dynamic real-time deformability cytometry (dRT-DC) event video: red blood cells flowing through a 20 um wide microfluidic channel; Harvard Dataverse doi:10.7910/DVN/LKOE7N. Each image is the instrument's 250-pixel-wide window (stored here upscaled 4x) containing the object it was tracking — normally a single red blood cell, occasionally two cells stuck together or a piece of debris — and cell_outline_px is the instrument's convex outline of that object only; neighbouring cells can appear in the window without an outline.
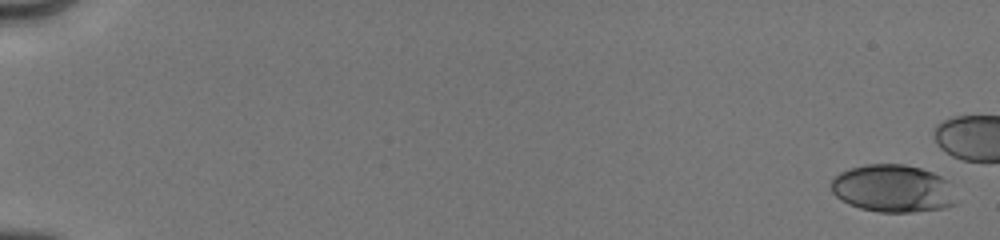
{"species": "human", "species_latin": "Homo sapiens", "temperature_condition": "cold", "stored_images_in_passage": 78, "camera_frame_rate_fps": 3000, "um_per_image_px": 0.085, "donor": {"sex": "male"}, "frame": {"image": 1, "passage_image": 1, "time_ms": 0.0, "image_size_px": [1000, 240], "cell_outline_px": [[956, 204], [944, 208], [912, 212], [880, 212], [860, 208], [848, 204], [836, 196], [832, 192], [832, 176], [848, 168], [868, 164], [904, 164], [920, 168], [932, 172], [948, 180]], "centroid_in_image_um": [75.86, 16.02], "position_along_channel_um": 9.1, "area_um2": 34.68}}
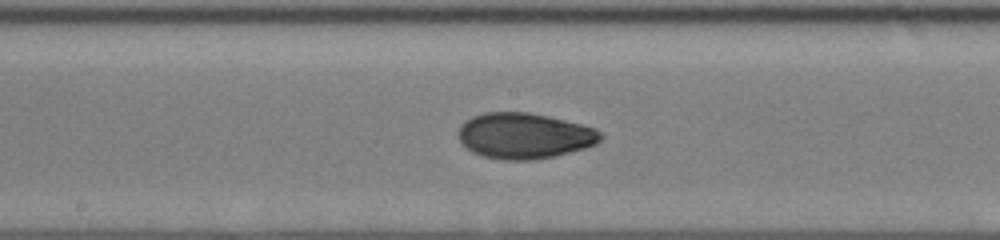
{"frame": {"image": 2, "passage_image": 60, "time_ms": 9.667, "image_size_px": [1000, 240], "cell_outline_px": [[604, 136], [596, 144], [584, 148], [556, 156], [532, 160], [504, 160], [484, 156], [472, 152], [460, 140], [456, 132], [460, 124], [464, 120], [472, 116], [484, 112], [528, 112], [548, 116], [596, 128]], "centroid_in_image_um": [44.55, 11.53], "position_along_channel_um": 203.7, "area_um2": 38.09}}
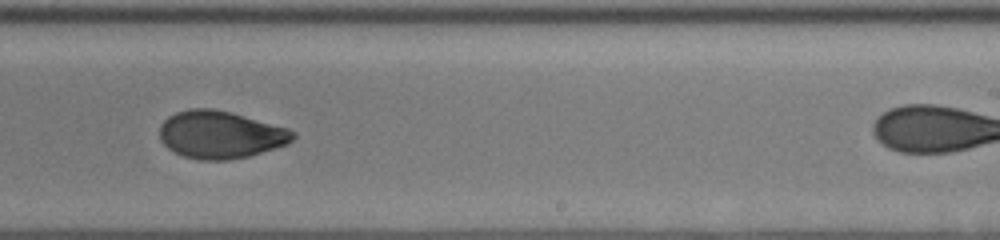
{"frame": {"image": 3, "passage_image": 72, "time_ms": 11.333, "image_size_px": [1000, 240], "cell_outline_px": [[296, 136], [288, 144], [248, 156], [228, 160], [200, 160], [184, 156], [172, 152], [160, 140], [160, 124], [168, 116], [176, 112], [188, 108], [212, 108], [232, 112], [288, 128], [296, 132]], "centroid_in_image_um": [18.72, 11.44], "position_along_channel_um": 270.3, "area_um2": 37.17}}